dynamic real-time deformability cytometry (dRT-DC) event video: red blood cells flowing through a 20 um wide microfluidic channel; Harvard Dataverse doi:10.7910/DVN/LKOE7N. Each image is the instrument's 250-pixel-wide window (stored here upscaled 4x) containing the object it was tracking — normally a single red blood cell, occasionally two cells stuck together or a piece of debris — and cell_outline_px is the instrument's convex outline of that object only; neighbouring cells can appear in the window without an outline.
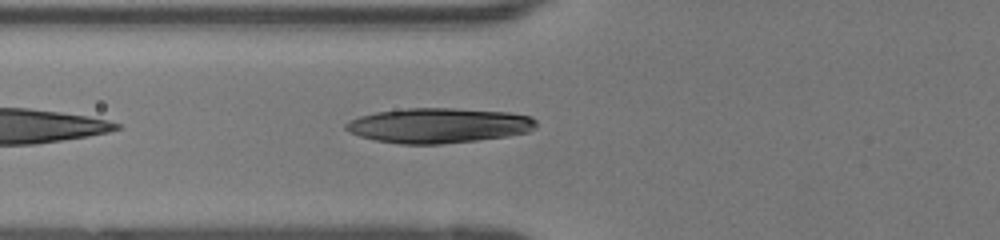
{"species": "human", "species_latin": "Homo sapiens", "temperature_condition": "room temperature", "stored_images_in_passage": 34, "camera_frame_rate_fps": 3000, "um_per_image_px": 0.085, "donor": {"sex": "female"}, "frame": {"image": 1, "passage_image": 3, "time_ms": 0.667, "image_size_px": [1000, 240], "cell_outline_px": [[536, 128], [528, 132], [508, 136], [476, 140], [440, 144], [400, 144], [376, 140], [360, 136], [348, 132], [344, 128], [344, 124], [360, 116], [376, 112], [408, 108], [456, 108], [508, 112], [532, 116], [536, 120]], "centroid_in_image_um": [37.3, 10.66], "position_along_channel_um": 88.5, "area_um2": 38.84}}
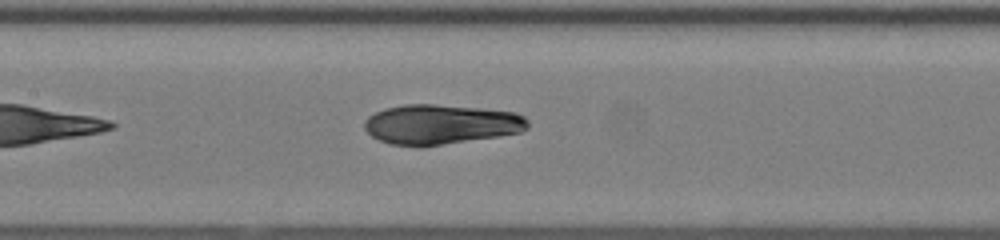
{"frame": {"image": 2, "passage_image": 9, "time_ms": 2.667, "image_size_px": [1000, 240], "cell_outline_px": [[528, 128], [520, 132], [500, 136], [420, 148], [388, 144], [372, 136], [364, 128], [364, 120], [368, 116], [384, 108], [404, 104], [432, 104], [476, 108], [516, 112], [524, 116], [528, 120]], "centroid_in_image_um": [37.44, 10.59], "position_along_channel_um": 170.0, "area_um2": 38.32}}
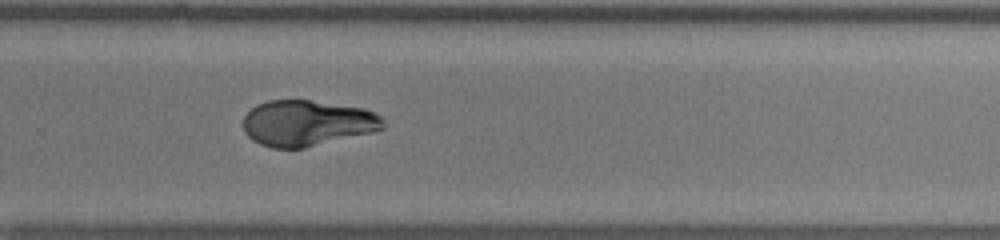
{"frame": {"image": 3, "passage_image": 19, "time_ms": 6.0, "image_size_px": [1000, 240], "cell_outline_px": [[384, 128], [372, 132], [304, 148], [272, 148], [260, 144], [252, 140], [244, 132], [244, 116], [256, 104], [268, 100], [308, 100], [364, 108], [380, 116], [384, 120]], "centroid_in_image_um": [26.08, 10.46], "position_along_channel_um": 303.7, "area_um2": 37.28}, "authors_computed_cell_mechanics": {"area_um2": 38.0035, "velocity_mm_per_s": 4.0301, "shape_relaxation_time_tau1_ms": 7.0649, "shape_relaxation_time_tau2_ms": 0.924, "deformation_change_tau1": 0.2986, "deformation_change_tau2": 0.0469}}